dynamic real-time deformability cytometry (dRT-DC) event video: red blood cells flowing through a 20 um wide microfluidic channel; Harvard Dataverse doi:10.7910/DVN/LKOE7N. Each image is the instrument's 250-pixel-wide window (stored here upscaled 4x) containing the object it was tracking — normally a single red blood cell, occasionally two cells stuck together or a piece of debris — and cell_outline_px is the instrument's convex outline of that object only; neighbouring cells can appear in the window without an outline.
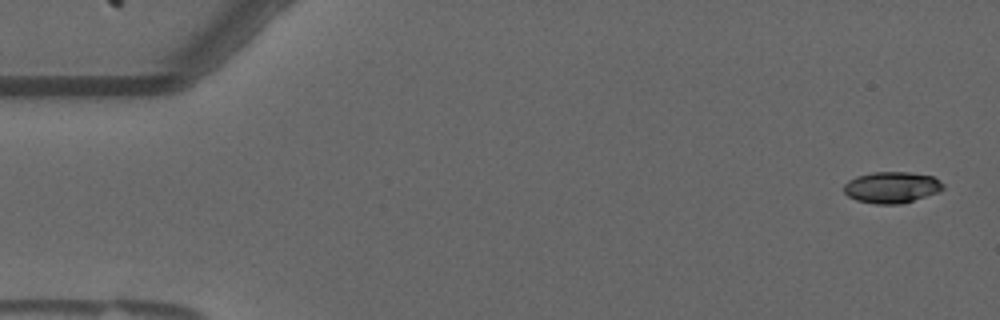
{"species": "common noctule bat (a hibernating species)", "species_latin": "Nyctalus noctula", "temperature_condition": "warm", "stored_images_in_passage": 10, "camera_frame_rate_fps": 3000, "um_per_image_px": 0.085, "animal": {"sex": "male", "forearm_length_mm": 52.5}, "frame": {"image": 1, "passage_image": 2, "time_ms": 0.333, "image_size_px": [1000, 320], "cell_outline_px": [[944, 188], [940, 192], [900, 204], [876, 204], [856, 200], [848, 196], [844, 192], [844, 184], [848, 180], [856, 176], [872, 172], [908, 172], [932, 176], [940, 180], [944, 184]], "centroid_in_image_um": [75.8, 15.92], "position_along_channel_um": 9.2, "area_um2": 18.21}}